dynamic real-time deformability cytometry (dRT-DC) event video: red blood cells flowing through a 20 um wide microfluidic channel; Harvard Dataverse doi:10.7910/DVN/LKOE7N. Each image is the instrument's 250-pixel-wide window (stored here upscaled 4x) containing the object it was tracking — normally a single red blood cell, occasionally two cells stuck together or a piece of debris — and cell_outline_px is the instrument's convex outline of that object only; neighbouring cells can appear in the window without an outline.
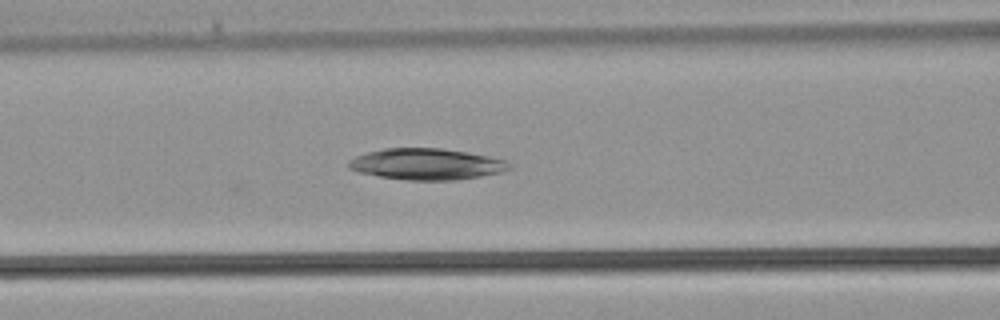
{"species": "common noctule bat (a hibernating species)", "species_latin": "Nyctalus noctula", "temperature_condition": "warm", "stored_images_in_passage": 5, "camera_frame_rate_fps": 3000, "um_per_image_px": 0.085, "animal": {"sex": "male", "body_mass_g": 21.5, "forearm_length_mm": 52.0}, "frame": {"image": 1, "passage_image": 5, "time_ms": 1.333, "image_size_px": [1000, 320], "cell_outline_px": [[512, 168], [504, 172], [456, 180], [408, 180], [380, 176], [356, 172], [348, 168], [348, 160], [356, 156], [368, 152], [384, 148], [440, 148], [468, 152], [508, 160], [512, 164]], "centroid_in_image_um": [36.29, 13.95], "position_along_channel_um": 130.3, "area_um2": 29.48}}